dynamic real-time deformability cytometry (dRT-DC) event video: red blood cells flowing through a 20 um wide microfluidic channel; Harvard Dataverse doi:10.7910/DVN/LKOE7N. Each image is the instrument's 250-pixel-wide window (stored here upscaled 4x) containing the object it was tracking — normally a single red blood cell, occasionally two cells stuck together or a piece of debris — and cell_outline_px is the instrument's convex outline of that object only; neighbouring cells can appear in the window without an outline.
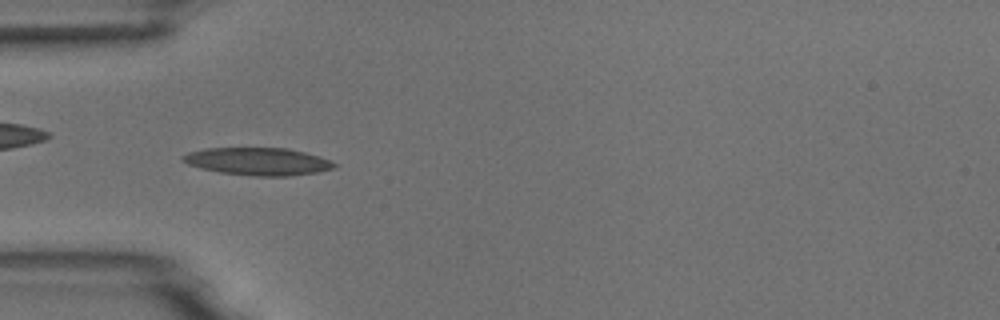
{"species": "common noctule bat (a hibernating species)", "species_latin": "Nyctalus noctula", "temperature_condition": "room temperature", "stored_images_in_passage": 7, "camera_frame_rate_fps": 3000, "um_per_image_px": 0.085, "animal": {"sex": "male", "body_mass_g": 18.8}, "frame": {"image": 1, "passage_image": 6, "time_ms": 5.667, "image_size_px": [1000, 320], "cell_outline_px": [[336, 168], [316, 172], [288, 176], [252, 176], [220, 172], [200, 168], [188, 164], [180, 160], [180, 156], [188, 152], [204, 148], [288, 148], [320, 156], [336, 164]], "centroid_in_image_um": [21.88, 13.72], "position_along_channel_um": 63.1, "area_um2": 24.39}}